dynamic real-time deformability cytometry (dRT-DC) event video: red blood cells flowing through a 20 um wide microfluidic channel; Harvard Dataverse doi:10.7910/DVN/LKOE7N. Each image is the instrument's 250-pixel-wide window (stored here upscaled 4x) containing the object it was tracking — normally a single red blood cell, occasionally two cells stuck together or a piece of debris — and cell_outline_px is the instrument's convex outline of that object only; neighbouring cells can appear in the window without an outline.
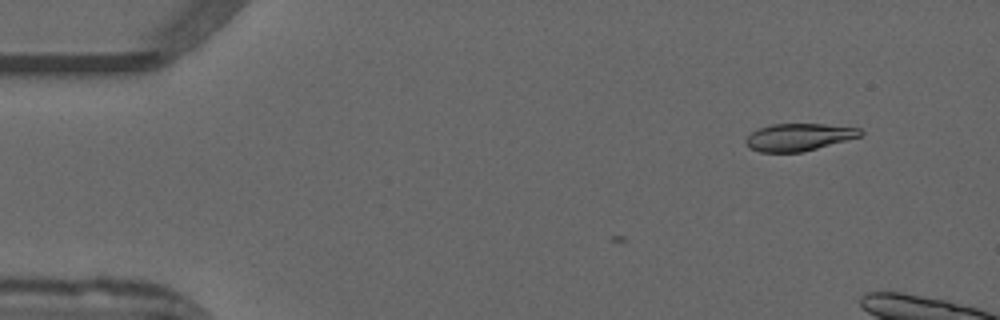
{"species": "common noctule bat (a hibernating species)", "species_latin": "Nyctalus noctula", "temperature_condition": "warm", "stored_images_in_passage": 2, "camera_frame_rate_fps": 3000, "um_per_image_px": 0.085, "animal": {"sex": "male", "forearm_length_mm": 52.5}, "frame": {"image": 1, "passage_image": 2, "time_ms": 0.333, "image_size_px": [1000, 320], "cell_outline_px": [[864, 132], [860, 136], [816, 148], [800, 152], [760, 152], [748, 148], [744, 140], [756, 128], [772, 124], [824, 124], [860, 128]], "centroid_in_image_um": [67.84, 11.65], "position_along_channel_um": 17.2, "area_um2": 18.15}}